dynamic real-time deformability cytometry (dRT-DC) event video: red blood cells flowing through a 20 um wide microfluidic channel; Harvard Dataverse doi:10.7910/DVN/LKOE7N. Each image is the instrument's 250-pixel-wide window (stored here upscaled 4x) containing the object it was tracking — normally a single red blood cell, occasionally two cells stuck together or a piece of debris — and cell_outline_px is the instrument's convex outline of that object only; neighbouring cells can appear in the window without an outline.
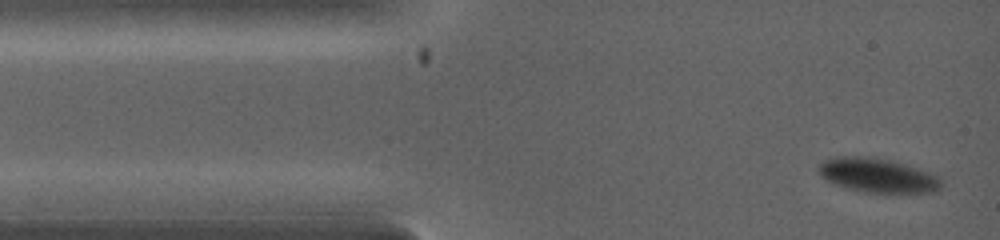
{"species": "common noctule bat (a hibernating species)", "species_latin": "Nyctalus noctula", "temperature_condition": "warm", "stored_images_in_passage": 44, "camera_frame_rate_fps": 5000, "um_per_image_px": 0.085, "animal": {"sex": "female", "body_mass_g": 19.0, "forearm_length_mm": 53.3}, "frame": {"image": 1, "passage_image": 1, "time_ms": 0.0, "image_size_px": [1000, 240], "cell_outline_px": [[944, 184], [936, 192], [864, 192], [844, 188], [832, 184], [824, 180], [820, 176], [816, 168], [824, 160], [840, 156], [868, 156], [892, 160], [928, 172], [936, 176]], "centroid_in_image_um": [74.52, 14.9], "position_along_channel_um": 10.5, "area_um2": 24.62}}
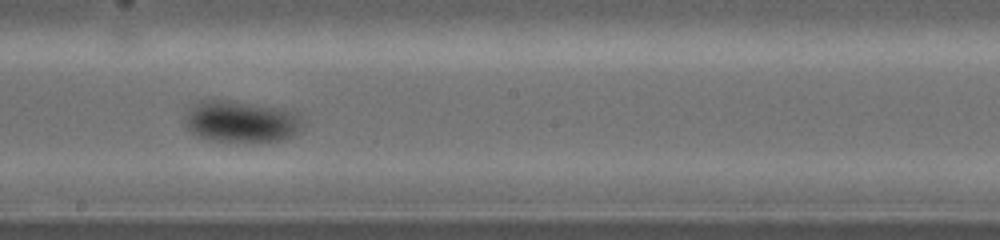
{"frame": {"image": 2, "passage_image": 23, "time_ms": 4.8, "image_size_px": [1000, 240], "cell_outline_px": [[300, 132], [284, 140], [248, 144], [208, 140], [192, 132], [184, 124], [184, 116], [188, 108], [200, 100], [228, 100], [276, 108], [296, 112], [300, 120]], "centroid_in_image_um": [20.45, 10.37], "position_along_channel_um": 227.7, "area_um2": 29.02}}
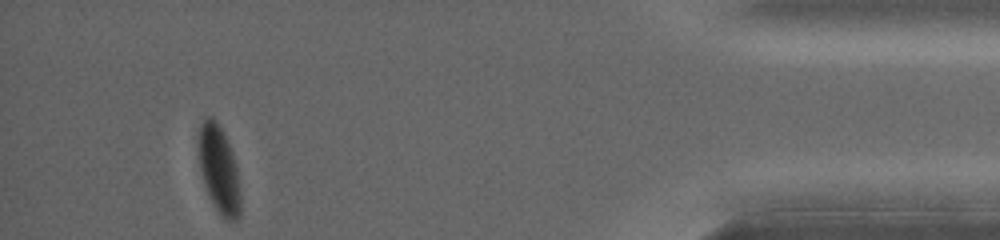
{"frame": {"image": 3, "passage_image": 44, "time_ms": 9.2, "image_size_px": [1000, 240], "cell_outline_px": [[240, 216], [236, 220], [224, 220], [220, 216], [212, 204], [204, 184], [200, 168], [196, 136], [200, 124], [204, 116], [212, 116], [216, 120], [224, 132], [232, 152], [236, 168], [240, 196]], "centroid_in_image_um": [18.57, 14.37], "position_along_channel_um": 416.6, "area_um2": 21.79}}